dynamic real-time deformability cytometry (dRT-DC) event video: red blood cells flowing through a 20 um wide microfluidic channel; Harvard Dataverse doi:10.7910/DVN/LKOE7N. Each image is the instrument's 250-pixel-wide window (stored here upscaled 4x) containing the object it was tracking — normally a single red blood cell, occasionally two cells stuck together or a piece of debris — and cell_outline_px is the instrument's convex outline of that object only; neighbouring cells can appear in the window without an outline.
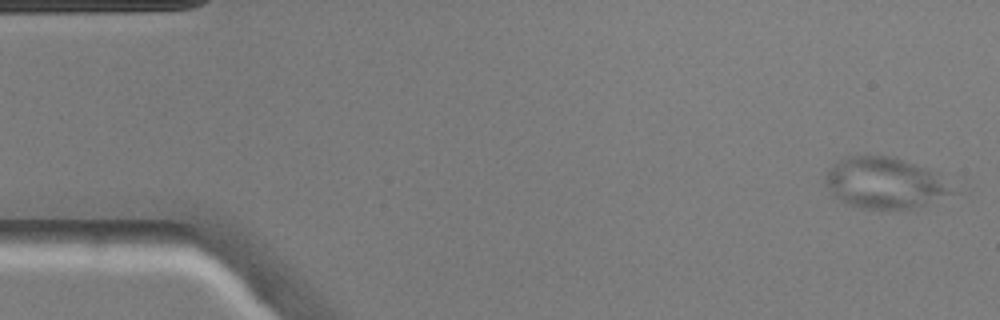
{"species": "common noctule bat (a hibernating species)", "species_latin": "Nyctalus noctula", "temperature_condition": "warm", "stored_images_in_passage": 48, "camera_frame_rate_fps": 3000, "um_per_image_px": 0.085, "animal": {"sex": "male", "body_mass_g": 20.5, "forearm_length_mm": 52.5}, "frame": {"image": 1, "passage_image": 1, "time_ms": 0.0, "image_size_px": [1000, 320], "cell_outline_px": [[972, 188], [968, 192], [924, 204], [908, 208], [860, 208], [848, 204], [832, 196], [824, 184], [824, 180], [828, 172], [840, 160], [848, 156], [896, 156], [940, 172]], "centroid_in_image_um": [75.54, 15.55], "position_along_channel_um": 9.5, "area_um2": 39.88}}
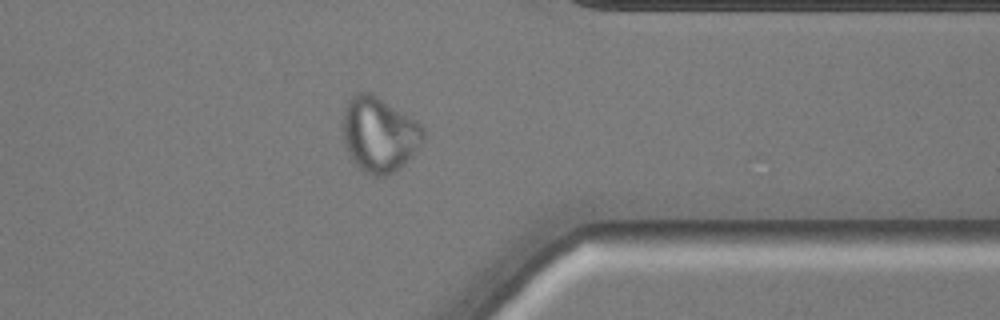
{"frame": {"image": 2, "passage_image": 38, "time_ms": 12.333, "image_size_px": [1000, 320], "cell_outline_px": [[424, 136], [420, 144], [412, 156], [400, 168], [384, 176], [372, 176], [364, 172], [352, 160], [344, 144], [340, 128], [344, 112], [348, 100], [356, 92], [372, 92], [416, 120], [424, 128]], "centroid_in_image_um": [32.2, 11.41], "position_along_channel_um": 379.2, "area_um2": 35.49}}
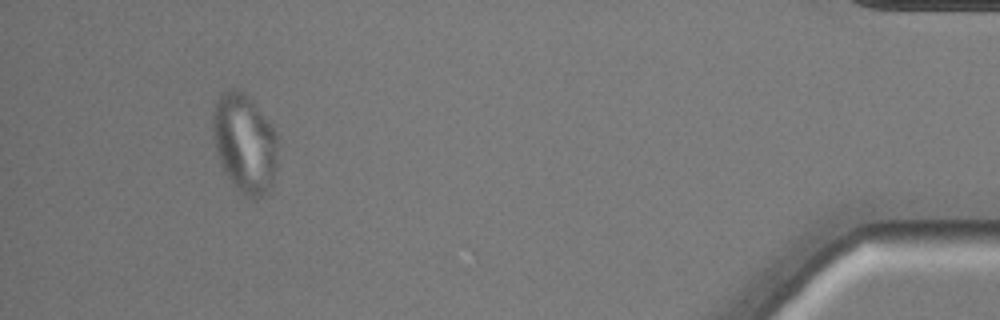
{"frame": {"image": 3, "passage_image": 45, "time_ms": 14.667, "image_size_px": [1000, 320], "cell_outline_px": [[276, 168], [272, 184], [264, 196], [256, 200], [252, 200], [244, 196], [232, 184], [220, 164], [216, 152], [212, 128], [212, 112], [216, 100], [228, 88], [236, 88], [244, 92], [252, 100], [272, 124], [276, 132]], "centroid_in_image_um": [20.78, 12.18], "position_along_channel_um": 414.4, "area_um2": 37.97}}